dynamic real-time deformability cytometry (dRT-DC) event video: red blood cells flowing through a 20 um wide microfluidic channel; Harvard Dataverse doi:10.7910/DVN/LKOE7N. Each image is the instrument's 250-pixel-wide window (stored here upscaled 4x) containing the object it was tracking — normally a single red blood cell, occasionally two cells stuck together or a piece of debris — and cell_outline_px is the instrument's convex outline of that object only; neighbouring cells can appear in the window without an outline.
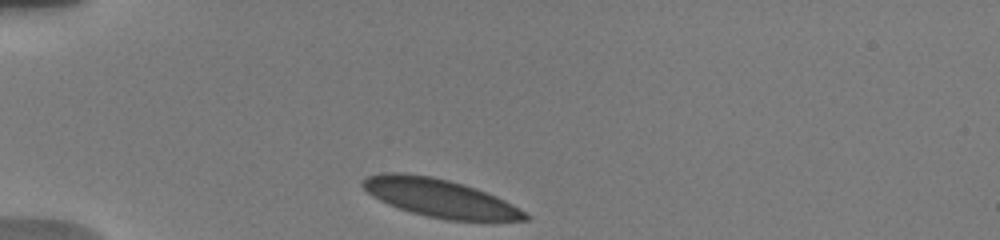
{"species": "human", "species_latin": "Homo sapiens", "temperature_condition": "warm", "stored_images_in_passage": 21, "camera_frame_rate_fps": 3000, "um_per_image_px": 0.085, "donor": {"sex": "male"}, "frame": {"image": 1, "passage_image": 1, "time_ms": 0.0, "image_size_px": [1000, 240], "cell_outline_px": [[532, 216], [528, 220], [448, 220], [428, 216], [412, 212], [388, 204], [372, 196], [360, 184], [368, 176], [384, 172], [400, 172], [432, 176], [448, 180], [476, 188], [496, 196], [520, 208]], "centroid_in_image_um": [37.4, 16.82], "position_along_channel_um": 47.6, "area_um2": 35.78}}
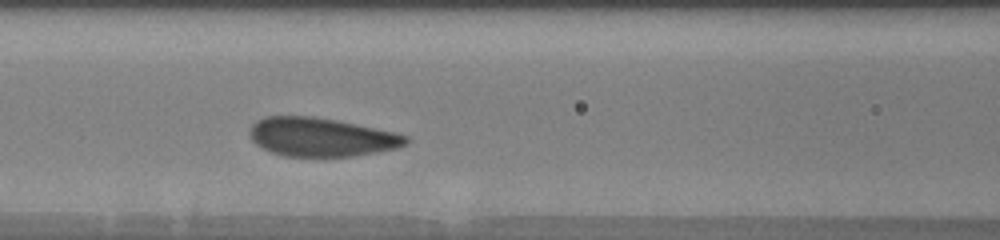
{"frame": {"image": 2, "passage_image": 15, "time_ms": 3.333, "image_size_px": [1000, 240], "cell_outline_px": [[408, 144], [396, 148], [376, 152], [352, 156], [284, 156], [272, 152], [256, 144], [252, 140], [248, 132], [252, 124], [256, 120], [264, 116], [312, 116], [336, 120], [392, 132], [408, 136]], "centroid_in_image_um": [27.26, 11.64], "position_along_channel_um": 139.3, "area_um2": 34.97}}
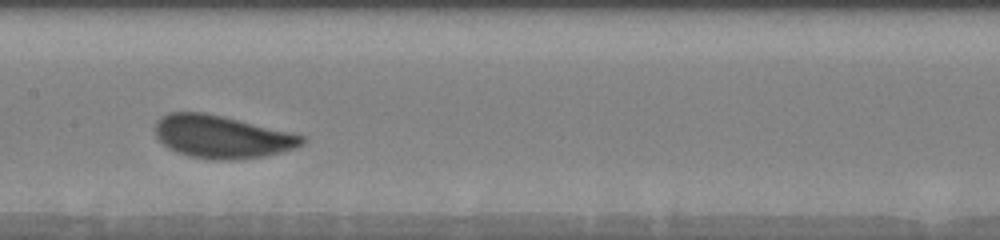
{"frame": {"image": 3, "passage_image": 20, "time_ms": 4.667, "image_size_px": [1000, 240], "cell_outline_px": [[308, 140], [304, 144], [280, 152], [264, 156], [228, 160], [212, 160], [188, 156], [176, 152], [168, 148], [156, 136], [156, 120], [160, 116], [168, 112], [204, 112], [288, 132], [304, 136]], "centroid_in_image_um": [18.81, 11.63], "position_along_channel_um": 188.6, "area_um2": 36.24}}